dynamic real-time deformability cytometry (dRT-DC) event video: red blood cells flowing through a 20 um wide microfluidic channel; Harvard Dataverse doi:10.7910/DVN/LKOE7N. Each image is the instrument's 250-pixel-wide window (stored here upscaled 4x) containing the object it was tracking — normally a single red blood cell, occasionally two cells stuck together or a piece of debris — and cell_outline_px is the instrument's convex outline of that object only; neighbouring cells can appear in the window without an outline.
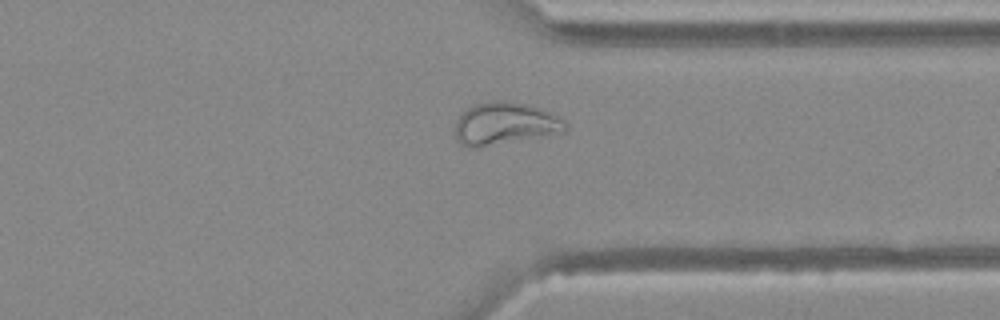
{"species": "Egyptian fruit bat (a non-hibernating species)", "species_latin": "Rousettus aegyptiacus", "temperature_condition": "warm", "stored_images_in_passage": 34, "camera_frame_rate_fps": 3000, "um_per_image_px": 0.085, "animal": {"sex": "female"}, "frame": {"image": 1, "passage_image": 26, "time_ms": 8.333, "image_size_px": [1000, 320], "cell_outline_px": [[568, 128], [564, 132], [476, 148], [468, 148], [460, 144], [456, 140], [456, 120], [464, 108], [472, 104], [496, 100], [504, 100], [528, 104], [552, 112], [564, 120], [568, 124]], "centroid_in_image_um": [42.9, 10.49], "position_along_channel_um": 368.5, "area_um2": 27.69}}
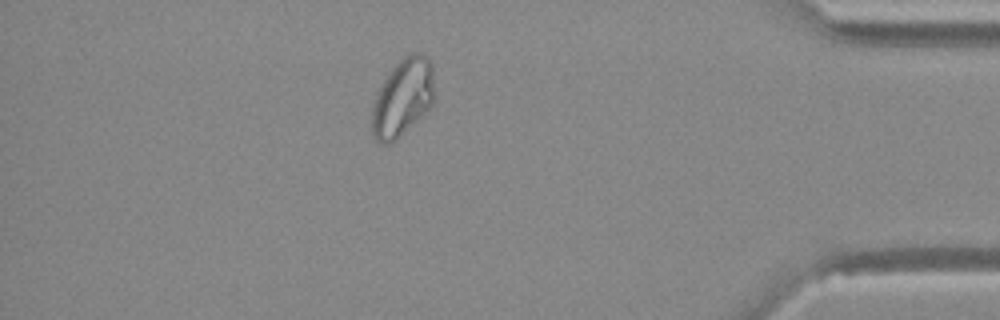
{"frame": {"image": 2, "passage_image": 31, "time_ms": 10.0, "image_size_px": [1000, 320], "cell_outline_px": [[436, 92], [432, 104], [392, 144], [380, 144], [372, 136], [372, 104], [384, 80], [392, 68], [408, 52], [424, 52], [428, 56], [432, 64]], "centroid_in_image_um": [34.25, 8.26], "position_along_channel_um": 400.9, "area_um2": 28.5}}